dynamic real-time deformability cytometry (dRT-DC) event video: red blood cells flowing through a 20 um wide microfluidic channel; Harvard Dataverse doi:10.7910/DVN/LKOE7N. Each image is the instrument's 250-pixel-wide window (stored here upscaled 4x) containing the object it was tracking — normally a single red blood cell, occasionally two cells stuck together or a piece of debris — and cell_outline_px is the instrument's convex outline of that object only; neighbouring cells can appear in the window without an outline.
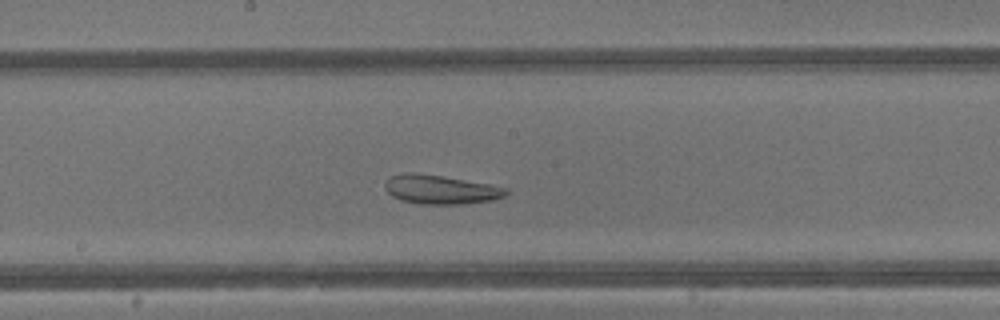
{"species": "common noctule bat (a hibernating species)", "species_latin": "Nyctalus noctula", "temperature_condition": "warm", "stored_images_in_passage": 40, "camera_frame_rate_fps": 3000, "um_per_image_px": 0.085, "animal": {"sex": "male", "body_mass_g": 13.3}, "frame": {"image": 1, "passage_image": 20, "time_ms": 6.333, "image_size_px": [1000, 320], "cell_outline_px": [[508, 192], [504, 196], [488, 200], [464, 204], [420, 204], [400, 200], [392, 196], [388, 192], [384, 184], [392, 176], [412, 172], [444, 176], [488, 184], [508, 188]], "centroid_in_image_um": [37.44, 16.11], "position_along_channel_um": 210.8, "area_um2": 20.17}}
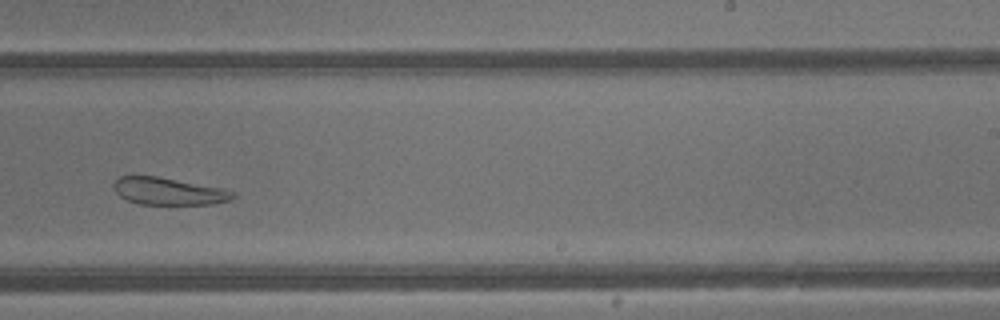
{"frame": {"image": 2, "passage_image": 24, "time_ms": 7.667, "image_size_px": [1000, 320], "cell_outline_px": [[236, 196], [232, 200], [212, 204], [140, 204], [128, 200], [120, 196], [116, 192], [112, 184], [120, 176], [160, 176], [224, 188], [236, 192]], "centroid_in_image_um": [14.39, 16.25], "position_along_channel_um": 274.6, "area_um2": 19.13}}
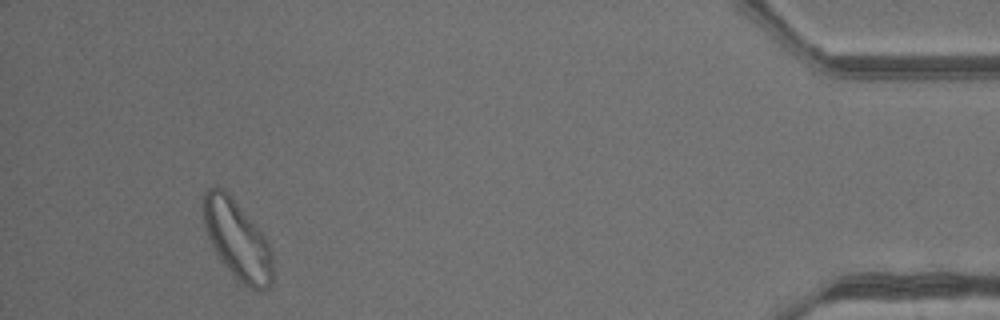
{"frame": {"image": 3, "passage_image": 37, "time_ms": 12.0, "image_size_px": [1000, 320], "cell_outline_px": [[272, 280], [268, 288], [248, 288], [236, 280], [232, 276], [220, 260], [208, 236], [204, 224], [204, 192], [208, 188], [224, 188], [232, 196], [248, 216], [260, 232], [268, 244], [272, 256]], "centroid_in_image_um": [20.15, 20.4], "position_along_channel_um": 415.1, "area_um2": 31.33}, "authors_computed_cell_mechanics": {"area_um2": 28.6688, "velocity_mm_per_s": 4.8425, "shape_relaxation_time_tau1_ms": null, "shape_relaxation_time_tau2_ms": 2.2514, "deformation_change_tau1": null, "deformation_change_tau2": 0.0851}}